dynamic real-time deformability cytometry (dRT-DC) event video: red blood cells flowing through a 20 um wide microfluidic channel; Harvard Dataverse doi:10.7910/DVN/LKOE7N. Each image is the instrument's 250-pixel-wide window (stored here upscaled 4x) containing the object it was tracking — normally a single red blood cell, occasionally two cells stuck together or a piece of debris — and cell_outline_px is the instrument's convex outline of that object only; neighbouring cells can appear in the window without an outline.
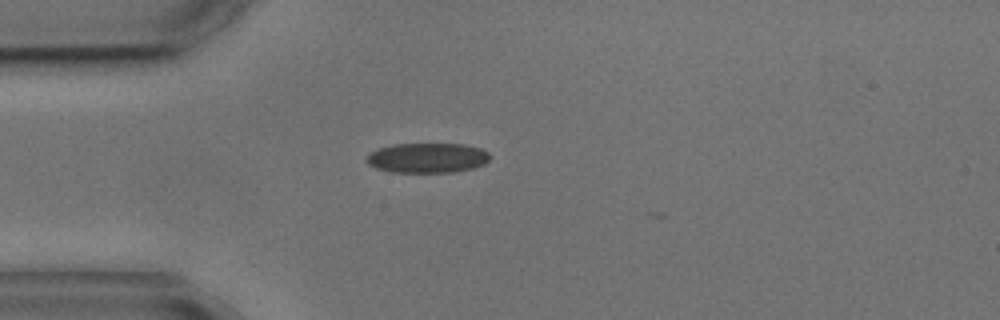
{"species": "common noctule bat (a hibernating species)", "species_latin": "Nyctalus noctula", "temperature_condition": "cold", "stored_images_in_passage": 1, "camera_frame_rate_fps": 3000, "um_per_image_px": 0.085, "animal": {"sex": "male", "body_mass_g": 17.9, "forearm_length_mm": 54.2}, "frame": {"image": 1, "passage_image": 1, "time_ms": 0.0, "image_size_px": [1000, 320], "cell_outline_px": [[488, 160], [484, 164], [472, 168], [456, 172], [392, 172], [376, 168], [368, 164], [364, 160], [376, 148], [392, 144], [464, 144], [480, 148], [488, 152]], "centroid_in_image_um": [36.29, 13.42], "position_along_channel_um": 48.7, "area_um2": 21.5}}